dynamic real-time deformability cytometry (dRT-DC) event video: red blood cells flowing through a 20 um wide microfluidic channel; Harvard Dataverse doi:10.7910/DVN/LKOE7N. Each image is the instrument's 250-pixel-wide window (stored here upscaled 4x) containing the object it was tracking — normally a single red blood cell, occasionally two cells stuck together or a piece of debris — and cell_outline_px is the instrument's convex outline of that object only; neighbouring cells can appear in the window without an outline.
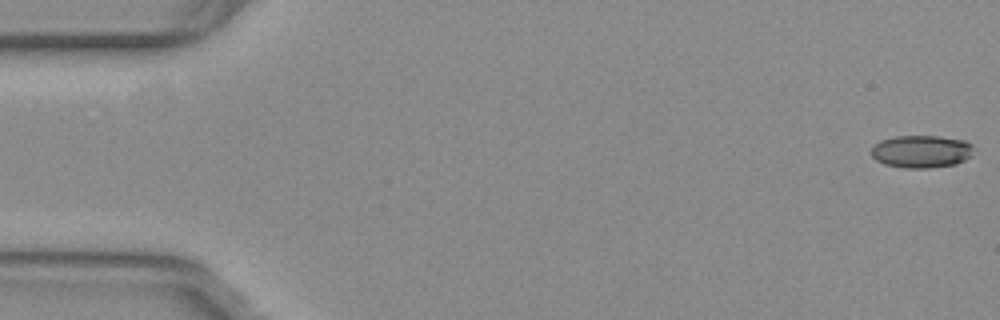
{"species": "common noctule bat (a hibernating species)", "species_latin": "Nyctalus noctula", "temperature_condition": "warm", "stored_images_in_passage": 55, "camera_frame_rate_fps": 3000, "um_per_image_px": 0.085, "animal": {"sex": "female", "body_mass_g": 29.2, "forearm_length_mm": 56.3}, "frame": {"image": 1, "passage_image": 1, "time_ms": 0.0, "image_size_px": [1000, 320], "cell_outline_px": [[972, 148], [968, 156], [964, 160], [956, 164], [928, 168], [904, 168], [884, 164], [876, 160], [872, 156], [872, 148], [880, 140], [896, 136], [940, 136], [964, 140], [972, 144]], "centroid_in_image_um": [78.29, 12.87], "position_along_channel_um": 6.7, "area_um2": 19.31}}
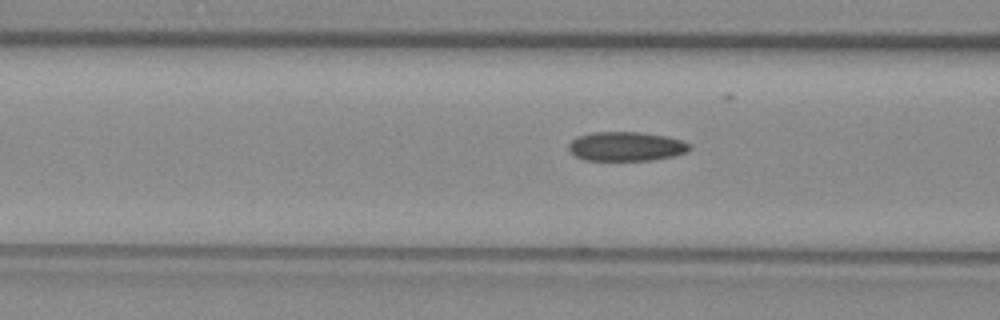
{"frame": {"image": 2, "passage_image": 21, "time_ms": 6.667, "image_size_px": [1000, 320], "cell_outline_px": [[692, 148], [688, 152], [676, 156], [652, 160], [584, 160], [576, 156], [568, 148], [568, 144], [576, 136], [592, 132], [640, 132], [668, 136], [692, 144]], "centroid_in_image_um": [53.26, 12.44], "position_along_channel_um": 113.3, "area_um2": 20.87}}
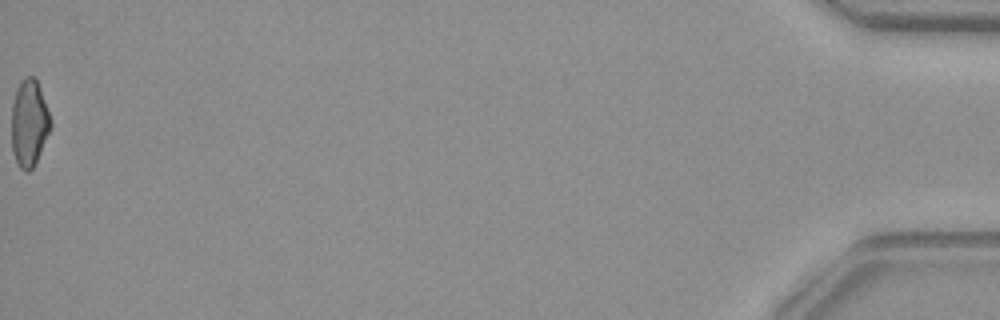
{"frame": {"image": 3, "passage_image": 55, "time_ms": 18.0, "image_size_px": [1000, 320], "cell_outline_px": [[52, 124], [36, 160], [32, 168], [28, 172], [24, 172], [20, 168], [12, 152], [12, 104], [20, 80], [24, 76], [32, 76], [36, 80], [40, 88], [52, 120]], "centroid_in_image_um": [2.47, 10.44], "position_along_channel_um": 432.7, "area_um2": 19.54}, "authors_computed_cell_mechanics": {"area_um2": 20.4034, "velocity_mm_per_s": 3.803, "shape_relaxation_time_tau1_ms": null, "shape_relaxation_time_tau2_ms": 2.7245, "deformation_change_tau1": null, "deformation_change_tau2": 0.0944}}